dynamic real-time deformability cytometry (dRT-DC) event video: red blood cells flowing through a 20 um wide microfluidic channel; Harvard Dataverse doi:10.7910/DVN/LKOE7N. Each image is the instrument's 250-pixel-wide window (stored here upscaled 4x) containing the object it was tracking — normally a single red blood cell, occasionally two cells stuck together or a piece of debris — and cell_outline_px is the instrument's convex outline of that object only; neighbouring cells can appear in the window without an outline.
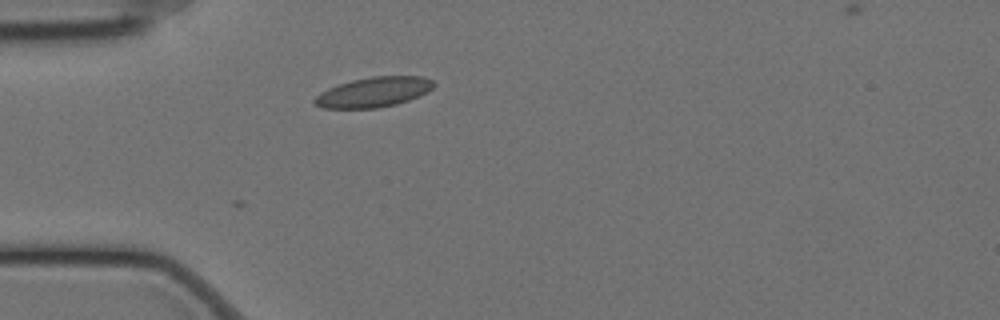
{"species": "Egyptian fruit bat (a non-hibernating species)", "species_latin": "Rousettus aegyptiacus", "temperature_condition": "cold", "stored_images_in_passage": 2, "camera_frame_rate_fps": 3000, "um_per_image_px": 0.085, "animal": {"sex": "female"}, "frame": {"image": 1, "passage_image": 2, "time_ms": 0.333, "image_size_px": [1000, 320], "cell_outline_px": [[436, 84], [428, 92], [420, 96], [396, 104], [376, 108], [324, 108], [316, 104], [312, 100], [320, 92], [328, 88], [352, 80], [372, 76], [424, 76], [432, 80]], "centroid_in_image_um": [31.79, 7.82], "position_along_channel_um": 53.2, "area_um2": 20.81}}